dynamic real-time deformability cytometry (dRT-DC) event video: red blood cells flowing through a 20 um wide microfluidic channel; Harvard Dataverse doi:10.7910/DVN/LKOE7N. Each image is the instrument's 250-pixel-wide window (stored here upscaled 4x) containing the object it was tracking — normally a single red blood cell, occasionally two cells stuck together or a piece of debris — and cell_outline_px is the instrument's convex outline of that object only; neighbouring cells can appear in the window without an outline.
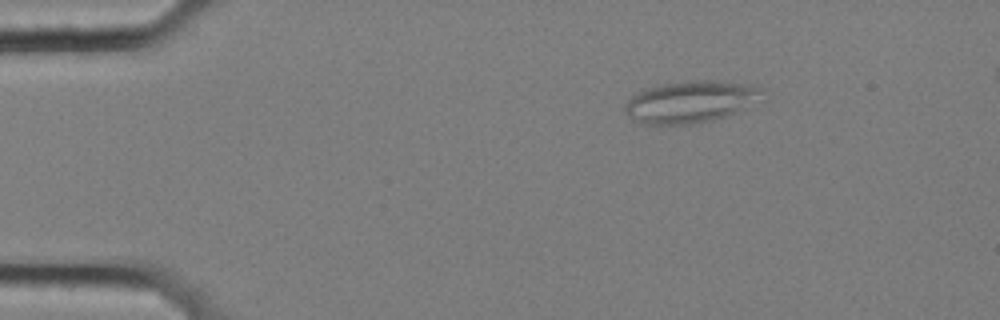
{"species": "common noctule bat (a hibernating species)", "species_latin": "Nyctalus noctula", "temperature_condition": "cold", "stored_images_in_passage": 53, "segment_of_instrument_passage": [1, 2], "camera_frame_rate_fps": 3000, "um_per_image_px": 0.085, "animal": {"sex": "female", "body_mass_g": 25.1}, "frame": {"image": 1, "passage_image": 5, "time_ms": 1.333, "image_size_px": [1000, 320], "cell_outline_px": [[764, 88], [736, 112], [728, 116], [712, 120], [692, 124], [640, 124], [624, 108], [624, 104], [636, 92], [660, 84], [692, 80], [716, 80], [756, 84]], "centroid_in_image_um": [58.63, 8.63], "position_along_channel_um": 26.4, "area_um2": 32.83}}